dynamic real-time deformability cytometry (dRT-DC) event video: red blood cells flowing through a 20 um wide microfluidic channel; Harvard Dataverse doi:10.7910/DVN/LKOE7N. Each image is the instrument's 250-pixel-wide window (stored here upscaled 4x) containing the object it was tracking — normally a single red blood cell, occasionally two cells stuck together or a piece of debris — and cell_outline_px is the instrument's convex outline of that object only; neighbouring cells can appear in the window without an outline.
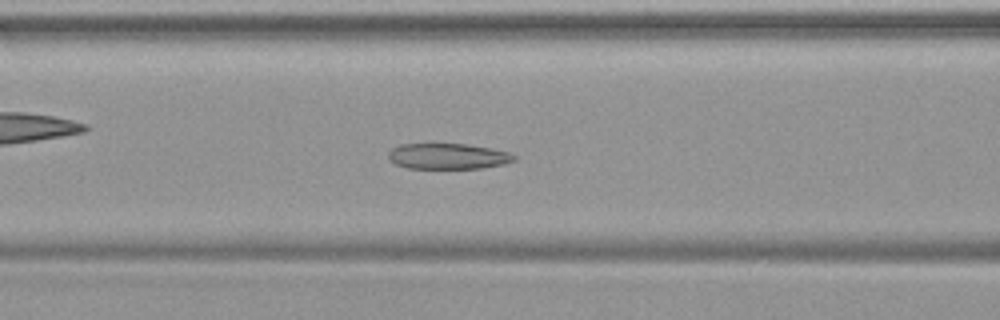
{"species": "common noctule bat (a hibernating species)", "species_latin": "Nyctalus noctula", "temperature_condition": "warm", "stored_images_in_passage": 35, "camera_frame_rate_fps": 3000, "um_per_image_px": 0.085, "animal": {"sex": "female", "body_mass_g": 19.9}, "frame": {"image": 1, "passage_image": 12, "time_ms": 3.667, "image_size_px": [1000, 320], "cell_outline_px": [[516, 160], [504, 164], [480, 168], [408, 168], [396, 164], [388, 160], [388, 152], [392, 148], [400, 144], [464, 144], [492, 148], [508, 152], [516, 156]], "centroid_in_image_um": [38.06, 13.28], "position_along_channel_um": 128.5, "area_um2": 18.84}}
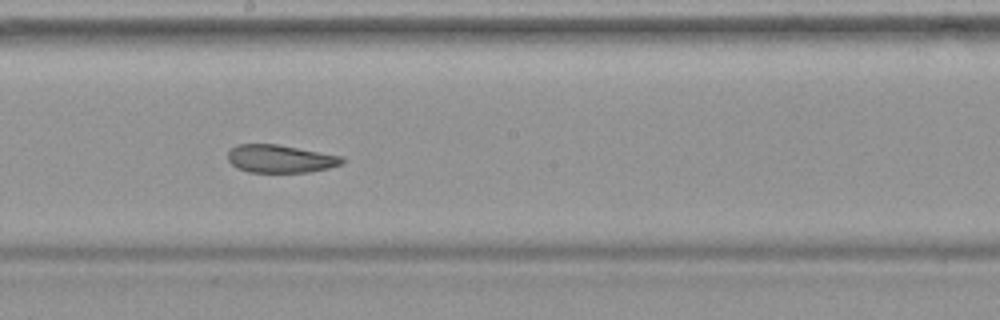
{"frame": {"image": 2, "passage_image": 19, "time_ms": 6.0, "image_size_px": [1000, 320], "cell_outline_px": [[344, 164], [328, 168], [308, 172], [248, 172], [236, 168], [228, 160], [228, 152], [236, 144], [276, 144], [344, 156]], "centroid_in_image_um": [23.84, 13.49], "position_along_channel_um": 224.4, "area_um2": 18.67}}
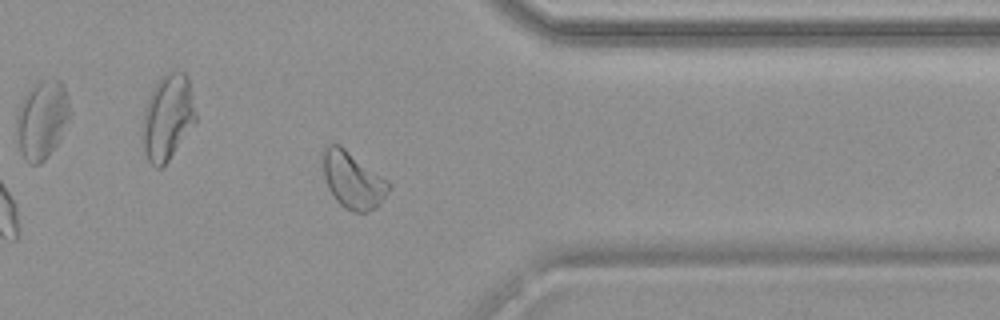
{"frame": {"image": 3, "passage_image": 31, "time_ms": 10.0, "image_size_px": [1000, 320], "cell_outline_px": [[392, 184], [388, 192], [376, 208], [368, 212], [352, 212], [344, 208], [336, 200], [328, 188], [324, 176], [324, 148], [328, 144], [340, 144], [388, 180]], "centroid_in_image_um": [30.02, 15.32], "position_along_channel_um": 381.4, "area_um2": 21.68}}